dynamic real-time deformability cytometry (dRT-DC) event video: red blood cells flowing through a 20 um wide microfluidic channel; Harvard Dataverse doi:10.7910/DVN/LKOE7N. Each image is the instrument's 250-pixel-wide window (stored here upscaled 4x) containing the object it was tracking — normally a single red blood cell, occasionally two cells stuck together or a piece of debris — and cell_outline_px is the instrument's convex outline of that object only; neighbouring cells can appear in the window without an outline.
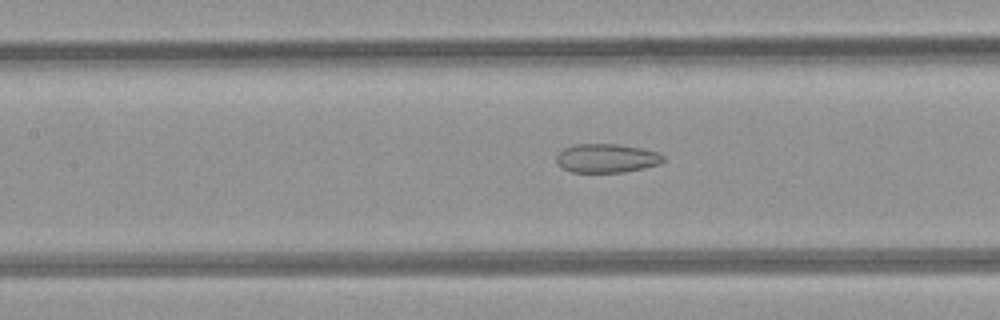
{"species": "common noctule bat (a hibernating species)", "species_latin": "Nyctalus noctula", "temperature_condition": "room temperature", "stored_images_in_passage": 12, "camera_frame_rate_fps": 3000, "um_per_image_px": 0.085, "animal": {"sex": "female", "body_mass_g": 21.9}, "frame": {"image": 1, "passage_image": 10, "time_ms": 3.0, "image_size_px": [1000, 320], "cell_outline_px": [[664, 160], [660, 164], [644, 168], [624, 172], [572, 172], [556, 164], [556, 156], [564, 148], [576, 144], [616, 144], [640, 148], [656, 152], [664, 156]], "centroid_in_image_um": [51.55, 13.45], "position_along_channel_um": 155.9, "area_um2": 17.86}}